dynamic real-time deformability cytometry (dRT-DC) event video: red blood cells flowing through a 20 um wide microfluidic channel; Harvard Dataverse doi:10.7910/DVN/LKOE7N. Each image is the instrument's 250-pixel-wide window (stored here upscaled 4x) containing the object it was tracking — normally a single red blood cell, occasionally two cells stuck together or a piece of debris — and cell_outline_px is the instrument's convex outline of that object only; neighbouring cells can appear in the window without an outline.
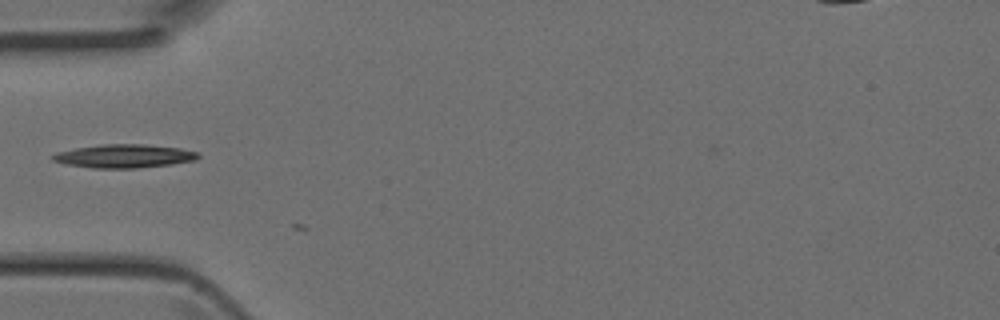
{"species": "Egyptian fruit bat (a non-hibernating species)", "species_latin": "Rousettus aegyptiacus", "temperature_condition": "room temperature", "stored_images_in_passage": 3, "camera_frame_rate_fps": 3000, "um_per_image_px": 0.085, "animal": {"sex": "female"}, "frame": {"image": 1, "passage_image": 3, "time_ms": 0.667, "image_size_px": [1000, 320], "cell_outline_px": [[200, 156], [196, 160], [172, 164], [136, 168], [92, 168], [68, 164], [52, 160], [52, 156], [56, 152], [76, 148], [104, 144], [144, 144], [180, 148], [200, 152]], "centroid_in_image_um": [10.6, 13.26], "position_along_channel_um": 74.4, "area_um2": 19.83}}